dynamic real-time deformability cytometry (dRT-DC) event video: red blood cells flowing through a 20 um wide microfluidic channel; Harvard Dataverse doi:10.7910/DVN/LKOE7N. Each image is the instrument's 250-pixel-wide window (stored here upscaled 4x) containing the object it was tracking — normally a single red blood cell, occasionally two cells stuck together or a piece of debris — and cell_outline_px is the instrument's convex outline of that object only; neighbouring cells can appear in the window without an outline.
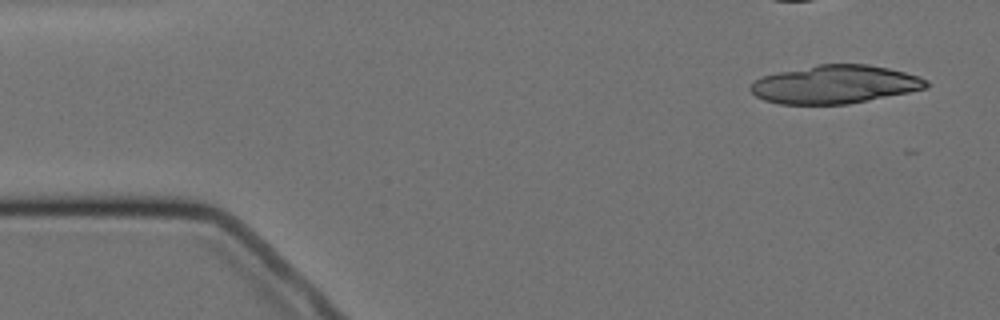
{"species": "Egyptian fruit bat (a non-hibernating species)", "species_latin": "Rousettus aegyptiacus", "temperature_condition": "cold", "stored_images_in_passage": 5, "camera_frame_rate_fps": 3000, "um_per_image_px": 0.085, "animal": {"sex": "female"}, "frame": {"image": 1, "passage_image": 1, "time_ms": 0.0, "image_size_px": [1000, 320], "cell_outline_px": [[932, 84], [928, 88], [848, 104], [780, 104], [764, 100], [756, 96], [748, 88], [760, 76], [820, 64], [868, 64], [888, 68], [920, 76], [928, 80]], "centroid_in_image_um": [71.0, 7.17], "position_along_channel_um": 14.0, "area_um2": 39.13}}